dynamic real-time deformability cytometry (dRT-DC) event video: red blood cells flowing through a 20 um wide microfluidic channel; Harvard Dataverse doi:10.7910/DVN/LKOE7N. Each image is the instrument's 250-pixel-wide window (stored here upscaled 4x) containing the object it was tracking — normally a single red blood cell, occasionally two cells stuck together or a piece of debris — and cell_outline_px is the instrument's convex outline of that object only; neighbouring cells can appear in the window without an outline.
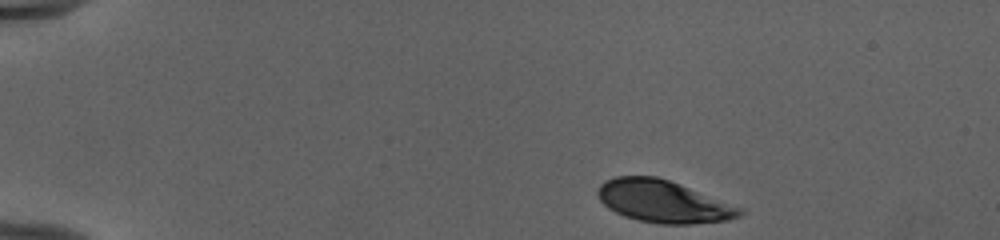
{"species": "human", "species_latin": "Homo sapiens", "temperature_condition": "cold", "stored_images_in_passage": 44, "camera_frame_rate_fps": 3000, "um_per_image_px": 0.085, "donor": {"sex": "female"}, "frame": {"image": 1, "passage_image": 1, "time_ms": 0.0, "image_size_px": [1000, 240], "cell_outline_px": [[744, 212], [740, 216], [728, 220], [692, 224], [660, 224], [636, 220], [624, 216], [608, 208], [600, 200], [596, 192], [600, 184], [604, 180], [616, 176], [656, 176], [668, 180], [744, 208]], "centroid_in_image_um": [56.36, 17.13], "position_along_channel_um": 28.6, "area_um2": 35.03}}
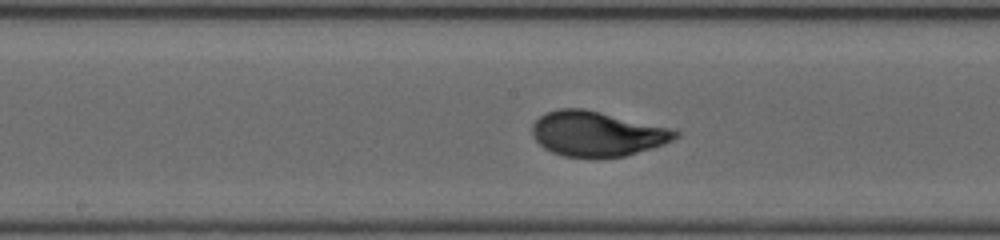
{"frame": {"image": 2, "passage_image": 21, "time_ms": 6.667, "image_size_px": [1000, 240], "cell_outline_px": [[680, 136], [664, 144], [652, 148], [624, 156], [564, 156], [552, 152], [544, 148], [532, 136], [532, 124], [540, 116], [556, 108], [584, 108], [676, 128], [680, 132]], "centroid_in_image_um": [50.8, 11.34], "position_along_channel_um": 197.4, "area_um2": 37.63}}
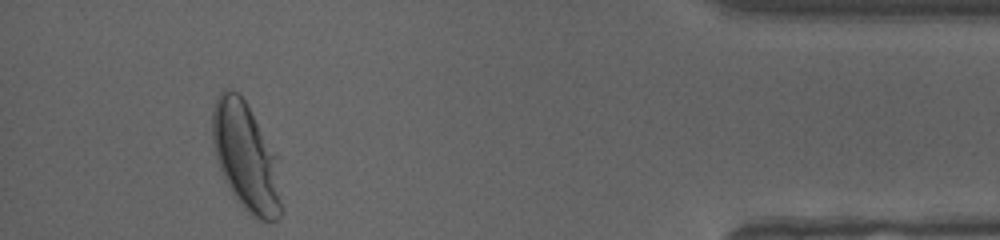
{"frame": {"image": 3, "passage_image": 41, "time_ms": 13.333, "image_size_px": [1000, 240], "cell_outline_px": [[280, 216], [276, 220], [260, 220], [248, 212], [236, 200], [220, 168], [216, 156], [212, 140], [212, 108], [216, 96], [224, 88], [240, 92], [276, 156], [280, 200]], "centroid_in_image_um": [20.85, 13.28], "position_along_channel_um": 414.3, "area_um2": 42.48}, "authors_computed_cell_mechanics": {"area_um2": 36.703, "velocity_mm_per_s": 3.9557, "shape_relaxation_time_tau1_ms": 2.8292, "shape_relaxation_time_tau2_ms": null, "deformation_change_tau1": 0.1508, "deformation_change_tau2": null}}